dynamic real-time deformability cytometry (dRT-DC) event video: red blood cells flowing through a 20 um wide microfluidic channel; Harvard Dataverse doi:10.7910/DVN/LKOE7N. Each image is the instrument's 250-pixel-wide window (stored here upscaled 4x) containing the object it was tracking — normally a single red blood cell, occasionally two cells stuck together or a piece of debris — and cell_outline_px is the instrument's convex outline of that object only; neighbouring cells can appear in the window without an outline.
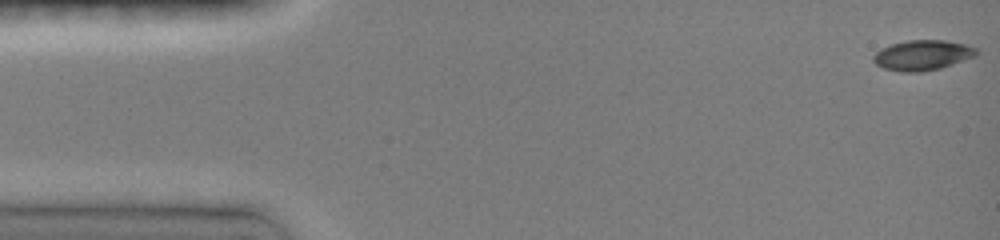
{"species": "common noctule bat (a hibernating species)", "species_latin": "Nyctalus noctula", "temperature_condition": "room temperature", "stored_images_in_passage": 27, "camera_frame_rate_fps": 3000, "um_per_image_px": 0.085, "animal": {"sex": "female", "body_mass_g": 19.0, "forearm_length_mm": 51.5}, "frame": {"image": 1, "passage_image": 1, "time_ms": 0.0, "image_size_px": [1000, 240], "cell_outline_px": [[976, 56], [940, 68], [920, 72], [900, 72], [884, 68], [876, 64], [872, 60], [872, 56], [880, 48], [892, 44], [908, 40], [944, 40], [968, 44], [976, 48]], "centroid_in_image_um": [78.39, 4.69], "position_along_channel_um": 6.6, "area_um2": 18.15}}
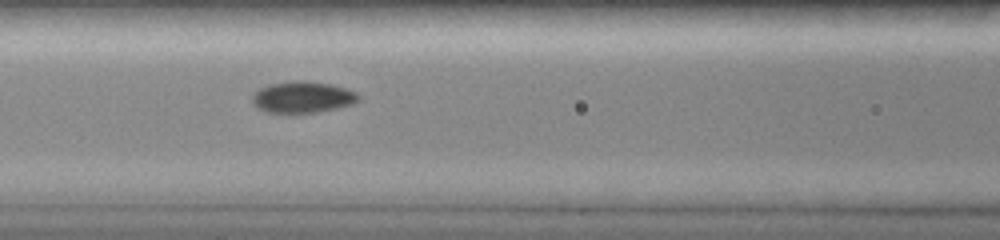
{"frame": {"image": 2, "passage_image": 19, "time_ms": 6.333, "image_size_px": [1000, 240], "cell_outline_px": [[360, 100], [352, 104], [320, 112], [288, 116], [268, 112], [256, 108], [252, 104], [252, 96], [260, 88], [272, 84], [296, 80], [304, 80], [332, 84], [356, 92], [360, 96]], "centroid_in_image_um": [25.7, 8.3], "position_along_channel_um": 140.9, "area_um2": 20.11}}
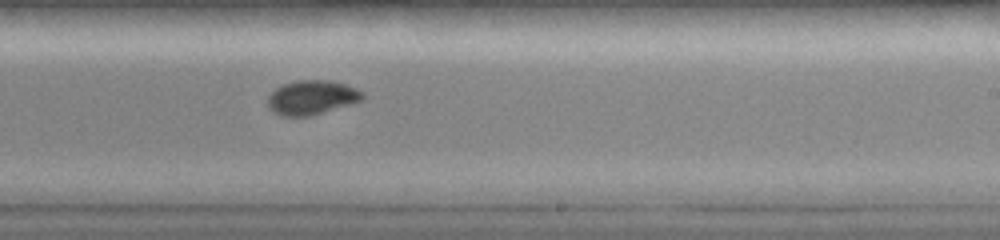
{"frame": {"image": 3, "passage_image": 27, "time_ms": 9.333, "image_size_px": [1000, 240], "cell_outline_px": [[364, 96], [360, 100], [352, 104], [308, 116], [280, 116], [268, 108], [268, 96], [276, 88], [284, 84], [296, 80], [328, 80], [344, 84], [356, 88], [364, 92]], "centroid_in_image_um": [26.49, 8.28], "position_along_channel_um": 262.5, "area_um2": 18.84}}